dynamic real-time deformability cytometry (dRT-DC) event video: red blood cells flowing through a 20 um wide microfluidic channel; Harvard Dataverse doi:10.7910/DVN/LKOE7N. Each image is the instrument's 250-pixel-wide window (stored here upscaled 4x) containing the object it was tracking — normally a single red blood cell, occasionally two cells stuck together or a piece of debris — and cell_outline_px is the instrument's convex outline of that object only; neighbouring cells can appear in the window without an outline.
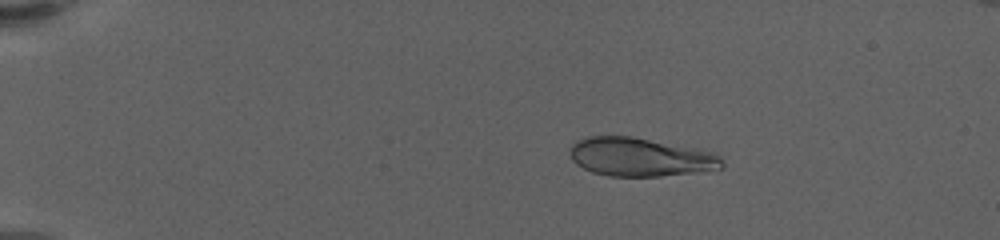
{"species": "human", "species_latin": "Homo sapiens", "temperature_condition": "warm", "stored_images_in_passage": 53, "camera_frame_rate_fps": 3000, "um_per_image_px": 0.085, "donor": {"sex": "female"}, "frame": {"image": 1, "passage_image": 12, "time_ms": 3.667, "image_size_px": [1000, 240], "cell_outline_px": [[724, 168], [660, 176], [608, 176], [592, 172], [576, 164], [572, 160], [568, 152], [572, 144], [576, 140], [588, 136], [628, 136], [696, 148], [712, 152], [720, 156], [724, 160]], "centroid_in_image_um": [54.39, 13.35], "position_along_channel_um": 30.6, "area_um2": 34.16}}
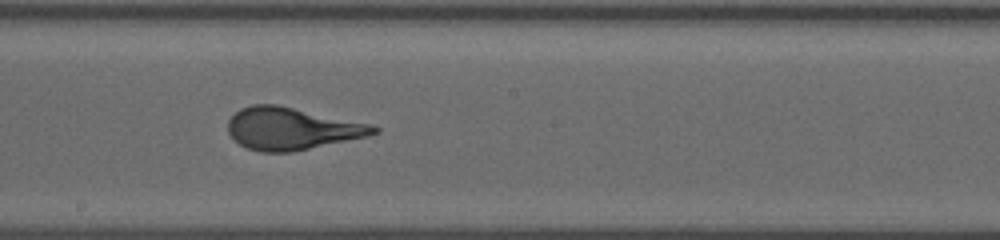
{"frame": {"image": 2, "passage_image": 36, "time_ms": 11.667, "image_size_px": [1000, 240], "cell_outline_px": [[380, 132], [364, 136], [292, 152], [260, 152], [248, 148], [240, 144], [228, 132], [228, 120], [240, 108], [252, 104], [276, 104], [372, 124], [380, 128]], "centroid_in_image_um": [24.77, 10.92], "position_along_channel_um": 223.4, "area_um2": 35.49}}
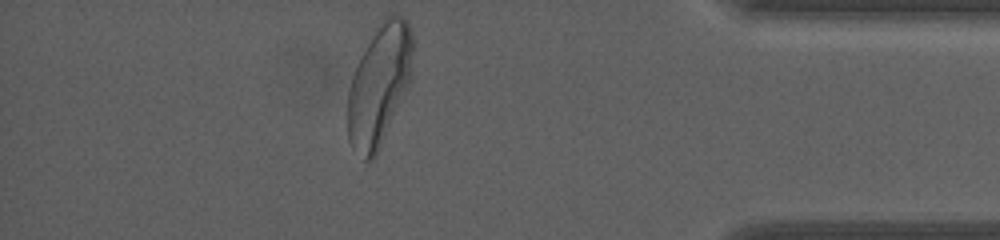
{"frame": {"image": 3, "passage_image": 53, "time_ms": 17.333, "image_size_px": [1000, 240], "cell_outline_px": [[412, 52], [408, 88], [376, 156], [372, 160], [364, 160], [352, 148], [348, 140], [348, 92], [352, 76], [372, 36], [384, 16], [392, 12], [408, 20], [412, 36]], "centroid_in_image_um": [32.24, 7.25], "position_along_channel_um": 403.0, "area_um2": 45.32}, "authors_computed_cell_mechanics": {"area_um2": 35.7204, "velocity_mm_per_s": 3.4945, "shape_relaxation_time_tau1_ms": 6.4052, "shape_relaxation_time_tau2_ms": null, "deformation_change_tau1": 0.2813, "deformation_change_tau2": null}}